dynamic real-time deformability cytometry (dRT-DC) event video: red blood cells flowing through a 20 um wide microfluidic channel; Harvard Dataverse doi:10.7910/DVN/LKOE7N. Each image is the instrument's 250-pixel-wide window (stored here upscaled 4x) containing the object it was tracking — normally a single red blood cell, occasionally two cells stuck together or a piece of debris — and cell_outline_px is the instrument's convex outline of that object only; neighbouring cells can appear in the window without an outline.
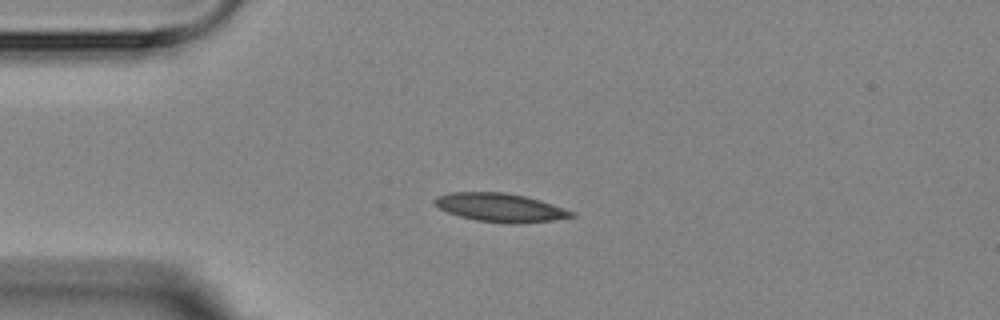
{"species": "Egyptian fruit bat (a non-hibernating species)", "species_latin": "Rousettus aegyptiacus", "temperature_condition": "room temperature", "stored_images_in_passage": 7, "camera_frame_rate_fps": 3000, "um_per_image_px": 0.085, "animal": {"sex": "female"}, "frame": {"image": 1, "passage_image": 1, "time_ms": 0.0, "image_size_px": [1000, 320], "cell_outline_px": [[576, 216], [552, 220], [520, 224], [508, 224], [476, 220], [460, 216], [448, 212], [440, 208], [432, 200], [436, 196], [452, 192], [504, 192], [524, 196], [540, 200], [576, 212]], "centroid_in_image_um": [42.54, 17.64], "position_along_channel_um": 42.5, "area_um2": 22.77}}
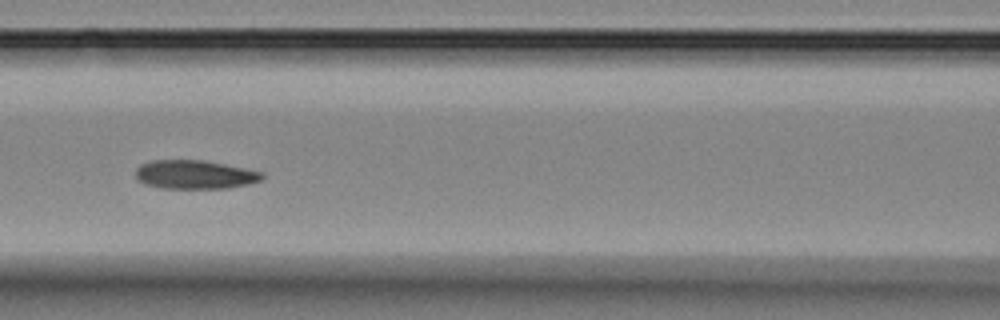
{"frame": {"image": 2, "passage_image": 4, "time_ms": 3.667, "image_size_px": [1000, 320], "cell_outline_px": [[264, 176], [260, 180], [248, 184], [228, 188], [160, 188], [144, 184], [136, 180], [136, 168], [140, 164], [152, 160], [204, 160], [264, 172]], "centroid_in_image_um": [16.52, 14.84], "position_along_channel_um": 150.1, "area_um2": 21.27}}
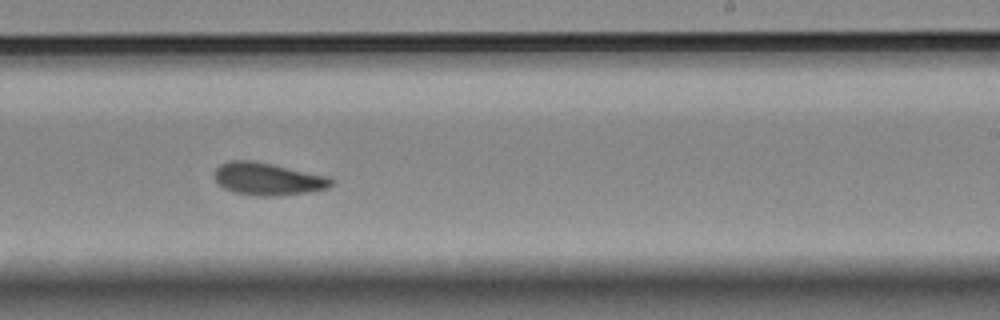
{"frame": {"image": 3, "passage_image": 7, "time_ms": 7.0, "image_size_px": [1000, 320], "cell_outline_px": [[332, 184], [328, 188], [308, 192], [280, 196], [256, 196], [232, 192], [224, 188], [212, 176], [216, 168], [220, 164], [228, 160], [252, 160], [272, 164], [328, 176], [332, 180]], "centroid_in_image_um": [22.72, 15.21], "position_along_channel_um": 266.3, "area_um2": 22.25}}